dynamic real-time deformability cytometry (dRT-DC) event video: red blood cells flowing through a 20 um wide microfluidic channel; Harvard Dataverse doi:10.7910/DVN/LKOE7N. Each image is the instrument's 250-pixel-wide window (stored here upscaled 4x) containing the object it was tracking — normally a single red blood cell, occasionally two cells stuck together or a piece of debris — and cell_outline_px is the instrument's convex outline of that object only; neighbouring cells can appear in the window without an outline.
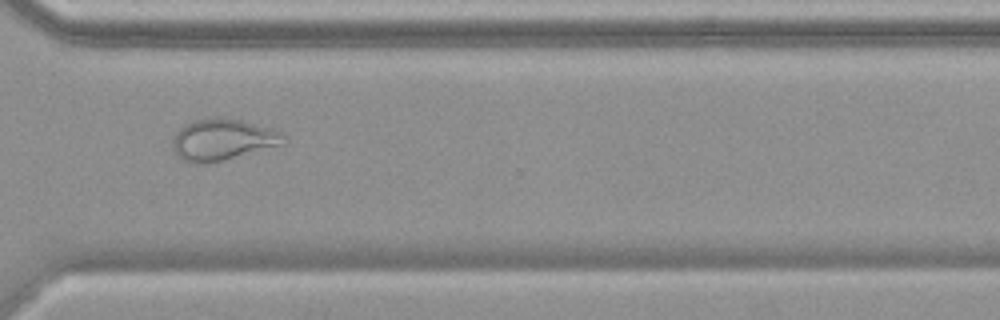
{"species": "common noctule bat (a hibernating species)", "species_latin": "Nyctalus noctula", "temperature_condition": "warm", "stored_images_in_passage": 54, "camera_frame_rate_fps": 3000, "um_per_image_px": 0.085, "animal": {"sex": "female", "body_mass_g": 19.9}, "frame": {"image": 1, "passage_image": 40, "time_ms": 13.0, "image_size_px": [1000, 320], "cell_outline_px": [[284, 144], [224, 160], [200, 164], [188, 164], [172, 148], [172, 140], [176, 132], [184, 124], [196, 120], [224, 116], [272, 128], [280, 132], [284, 136]], "centroid_in_image_um": [18.9, 11.87], "position_along_channel_um": 351.7, "area_um2": 26.76}}
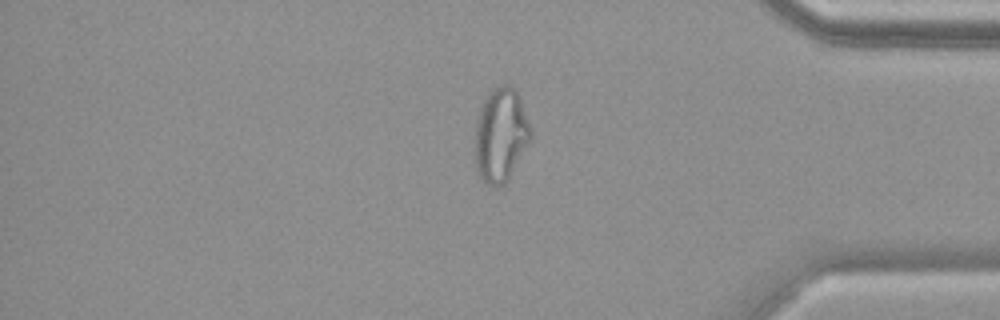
{"frame": {"image": 2, "passage_image": 45, "time_ms": 14.667, "image_size_px": [1000, 320], "cell_outline_px": [[532, 140], [504, 184], [488, 184], [476, 172], [476, 120], [480, 108], [488, 92], [504, 84], [508, 84], [516, 88], [520, 96], [532, 128]], "centroid_in_image_um": [42.6, 11.42], "position_along_channel_um": 392.6, "area_um2": 30.46}}
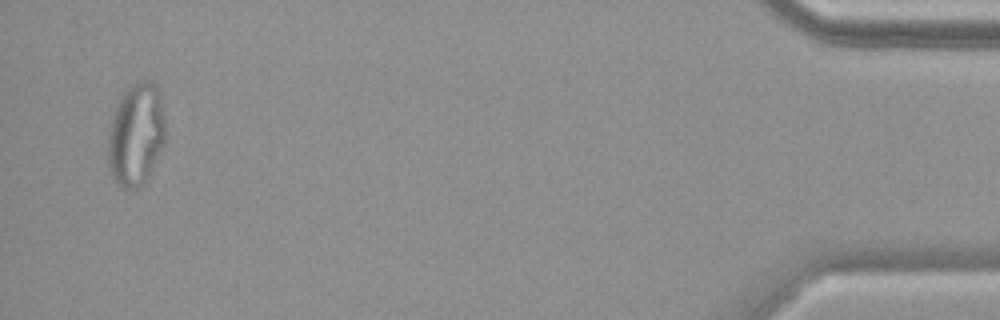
{"frame": {"image": 3, "passage_image": 52, "time_ms": 17.0, "image_size_px": [1000, 320], "cell_outline_px": [[164, 144], [144, 184], [136, 188], [124, 188], [112, 176], [108, 168], [108, 136], [112, 120], [116, 108], [128, 84], [140, 80], [148, 80], [156, 84], [160, 100], [164, 120]], "centroid_in_image_um": [11.55, 11.43], "position_along_channel_um": 423.6, "area_um2": 33.87}}